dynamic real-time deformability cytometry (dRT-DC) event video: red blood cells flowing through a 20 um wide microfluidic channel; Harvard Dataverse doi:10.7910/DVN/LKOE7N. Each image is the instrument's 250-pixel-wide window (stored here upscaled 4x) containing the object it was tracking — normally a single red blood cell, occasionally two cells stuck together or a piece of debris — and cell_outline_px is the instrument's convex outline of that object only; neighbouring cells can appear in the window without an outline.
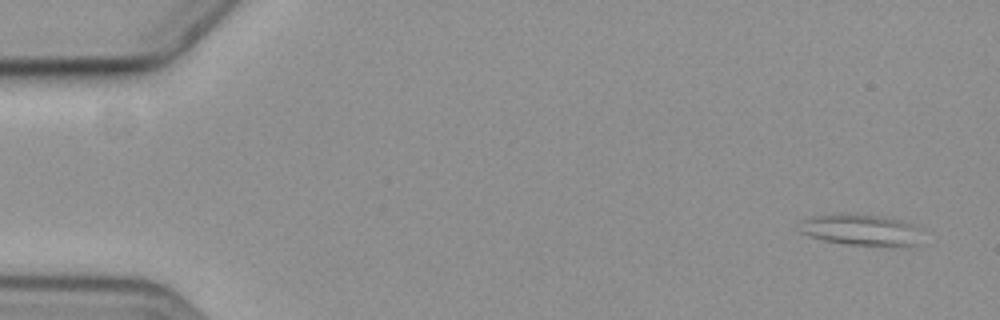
{"species": "common noctule bat (a hibernating species)", "species_latin": "Nyctalus noctula", "temperature_condition": "cold", "stored_images_in_passage": 6, "camera_frame_rate_fps": 3000, "um_per_image_px": 0.085, "animal": {"sex": "female", "body_mass_g": 19.3, "forearm_length_mm": 54.1}, "frame": {"image": 1, "passage_image": 2, "time_ms": 1.0, "image_size_px": [1000, 320], "cell_outline_px": [[920, 228], [916, 248], [888, 248], [848, 244], [824, 240], [808, 236], [800, 232], [796, 228], [804, 220], [812, 216], [876, 216], [900, 220], [912, 224]], "centroid_in_image_um": [73.28, 19.63], "position_along_channel_um": 11.7, "area_um2": 22.25}}
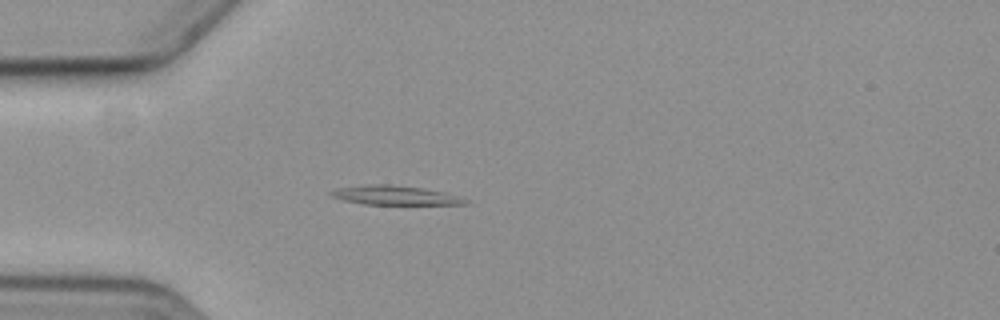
{"frame": {"image": 2, "passage_image": 5, "time_ms": 5.667, "image_size_px": [1000, 320], "cell_outline_px": [[472, 204], [364, 204], [344, 200], [332, 196], [328, 192], [336, 188], [368, 184], [388, 184], [420, 188], [444, 192], [468, 200]], "centroid_in_image_um": [33.54, 16.6], "position_along_channel_um": 51.5, "area_um2": 14.8}}